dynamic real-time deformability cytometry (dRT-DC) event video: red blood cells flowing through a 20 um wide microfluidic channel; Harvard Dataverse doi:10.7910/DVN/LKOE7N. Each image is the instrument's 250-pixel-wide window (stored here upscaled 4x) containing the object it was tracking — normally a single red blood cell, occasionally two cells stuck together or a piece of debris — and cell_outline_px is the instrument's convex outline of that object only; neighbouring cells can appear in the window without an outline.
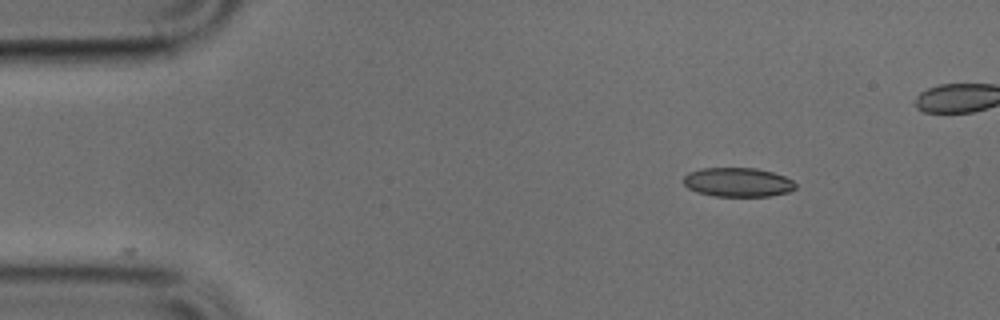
{"species": "common noctule bat (a hibernating species)", "species_latin": "Nyctalus noctula", "temperature_condition": "cold", "stored_images_in_passage": 2, "camera_frame_rate_fps": 3000, "um_per_image_px": 0.085, "animal": {"sex": "male", "body_mass_g": 17.9, "forearm_length_mm": 54.2}, "frame": {"image": 1, "passage_image": 1, "time_ms": 0.0, "image_size_px": [1000, 320], "cell_outline_px": [[796, 188], [788, 192], [768, 196], [716, 196], [696, 192], [688, 188], [680, 180], [688, 172], [704, 168], [756, 168], [772, 172], [784, 176], [792, 180], [796, 184]], "centroid_in_image_um": [62.68, 15.49], "position_along_channel_um": 22.3, "area_um2": 19.07}}